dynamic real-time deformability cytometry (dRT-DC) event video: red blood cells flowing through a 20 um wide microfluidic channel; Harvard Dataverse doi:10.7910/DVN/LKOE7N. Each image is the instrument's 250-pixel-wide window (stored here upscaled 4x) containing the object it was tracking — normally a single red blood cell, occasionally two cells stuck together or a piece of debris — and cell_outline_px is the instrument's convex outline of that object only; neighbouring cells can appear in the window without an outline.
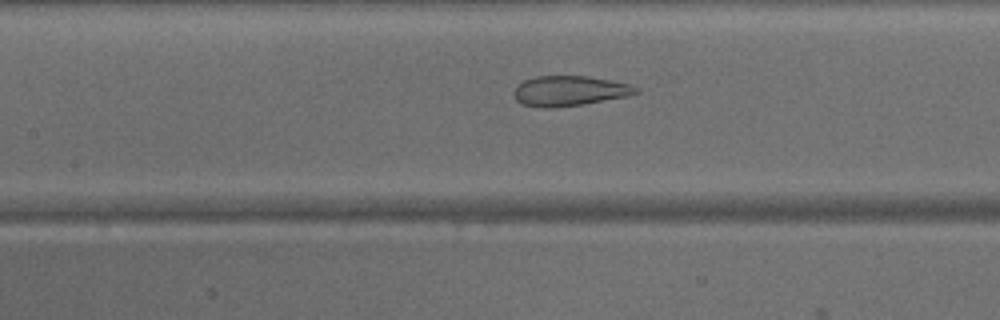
{"species": "common noctule bat (a hibernating species)", "species_latin": "Nyctalus noctula", "temperature_condition": "warm", "stored_images_in_passage": 40, "camera_frame_rate_fps": 3000, "um_per_image_px": 0.085, "animal": {"sex": "male", "body_mass_g": 15.6}, "frame": {"image": 1, "passage_image": 20, "time_ms": 6.333, "image_size_px": [1000, 320], "cell_outline_px": [[640, 92], [628, 96], [584, 104], [556, 108], [540, 108], [520, 104], [516, 100], [516, 88], [524, 80], [536, 76], [588, 76], [612, 80], [628, 84], [636, 88]], "centroid_in_image_um": [48.41, 7.74], "position_along_channel_um": 159.0, "area_um2": 21.39}}
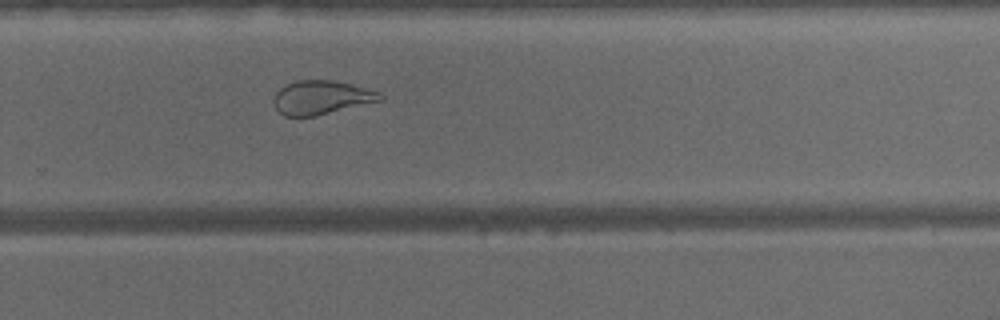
{"frame": {"image": 2, "passage_image": 30, "time_ms": 9.667, "image_size_px": [1000, 320], "cell_outline_px": [[384, 100], [316, 116], [284, 116], [276, 108], [272, 100], [276, 92], [284, 84], [296, 80], [332, 80], [352, 84], [380, 92], [384, 96]], "centroid_in_image_um": [27.33, 8.28], "position_along_channel_um": 302.5, "area_um2": 21.21}}
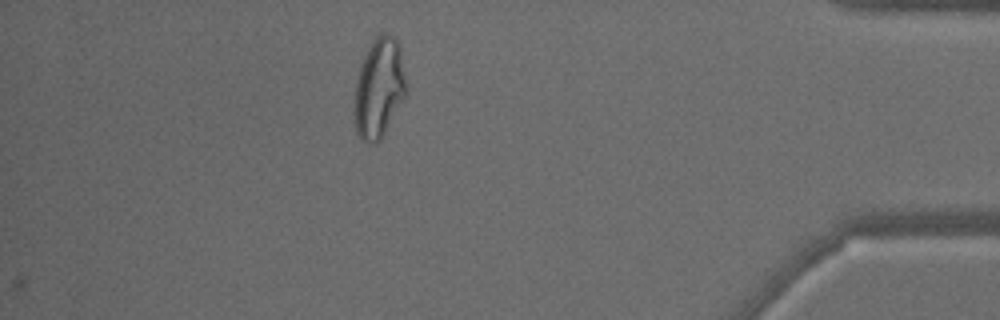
{"frame": {"image": 3, "passage_image": 40, "time_ms": 13.0, "image_size_px": [1000, 320], "cell_outline_px": [[408, 92], [404, 100], [380, 140], [376, 144], [372, 144], [364, 140], [356, 132], [352, 108], [356, 80], [360, 64], [368, 48], [376, 36], [380, 32], [388, 32], [396, 36], [400, 44], [408, 88]], "centroid_in_image_um": [32.23, 7.45], "position_along_channel_um": 403.0, "area_um2": 31.15}}